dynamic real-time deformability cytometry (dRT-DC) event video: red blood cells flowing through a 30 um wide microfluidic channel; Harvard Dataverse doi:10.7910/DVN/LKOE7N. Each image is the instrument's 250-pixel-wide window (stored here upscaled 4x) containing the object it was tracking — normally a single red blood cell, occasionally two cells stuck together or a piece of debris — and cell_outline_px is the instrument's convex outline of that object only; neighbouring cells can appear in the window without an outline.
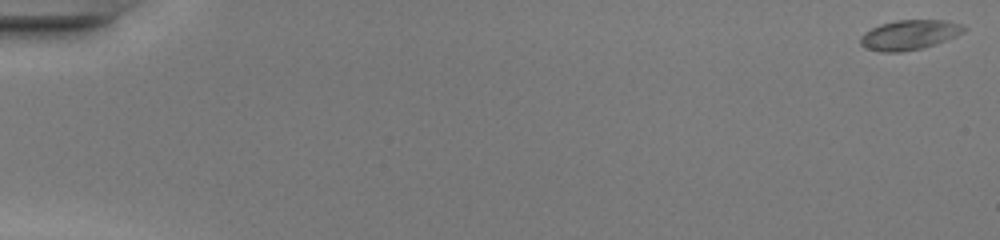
{"species": "common noctule bat (a hibernating species)", "species_latin": "Nyctalus noctula", "temperature_condition": "warm", "stored_images_in_passage": 49, "camera_frame_rate_fps": 3000, "um_per_image_px": 0.085, "animal": {"sex": "female", "body_mass_g": 20.0, "forearm_length_mm": 54.0}, "frame": {"image": 1, "passage_image": 1, "time_ms": 0.0, "image_size_px": [1000, 240], "cell_outline_px": [[968, 28], [964, 32], [956, 36], [936, 44], [924, 48], [900, 52], [880, 52], [864, 48], [860, 44], [860, 36], [864, 32], [880, 24], [896, 20], [944, 20], [960, 24]], "centroid_in_image_um": [77.28, 2.97], "position_along_channel_um": 7.7, "area_um2": 18.15}}
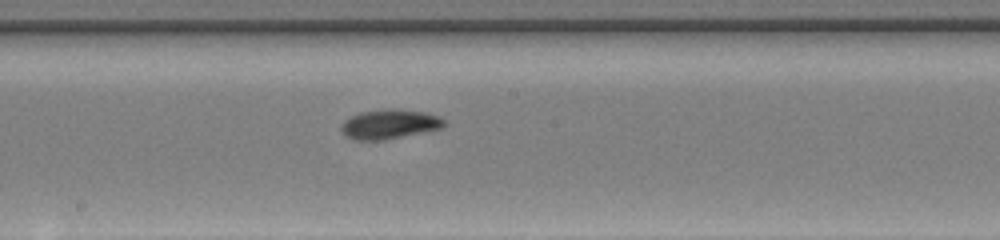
{"frame": {"image": 2, "passage_image": 28, "time_ms": 9.0, "image_size_px": [1000, 240], "cell_outline_px": [[448, 124], [444, 128], [384, 140], [352, 140], [340, 128], [344, 120], [360, 112], [392, 108], [424, 112], [440, 116]], "centroid_in_image_um": [33.16, 10.55], "position_along_channel_um": 215.0, "area_um2": 17.74}}
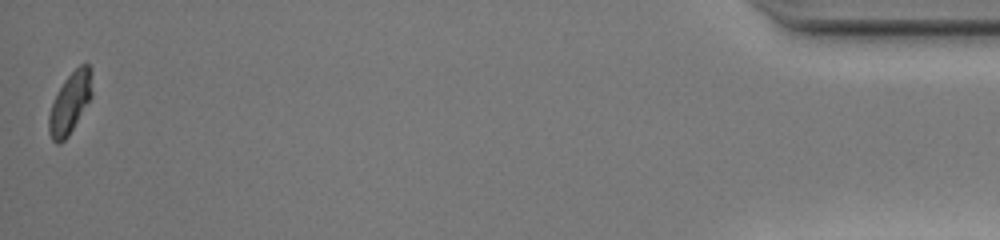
{"frame": {"image": 3, "passage_image": 49, "time_ms": 16.0, "image_size_px": [1000, 240], "cell_outline_px": [[92, 96], [68, 136], [60, 144], [56, 144], [52, 140], [48, 132], [48, 116], [52, 104], [64, 80], [80, 64], [88, 64], [92, 68]], "centroid_in_image_um": [5.96, 8.75], "position_along_channel_um": 429.2, "area_um2": 15.32}, "authors_computed_cell_mechanics": {"area_um2": 16.7042, "velocity_mm_per_s": 4.2818, "shape_relaxation_time_tau1_ms": 3.7935, "shape_relaxation_time_tau2_ms": 1.9662, "deformation_change_tau1": 0.1682, "deformation_change_tau2": 0.0552}}